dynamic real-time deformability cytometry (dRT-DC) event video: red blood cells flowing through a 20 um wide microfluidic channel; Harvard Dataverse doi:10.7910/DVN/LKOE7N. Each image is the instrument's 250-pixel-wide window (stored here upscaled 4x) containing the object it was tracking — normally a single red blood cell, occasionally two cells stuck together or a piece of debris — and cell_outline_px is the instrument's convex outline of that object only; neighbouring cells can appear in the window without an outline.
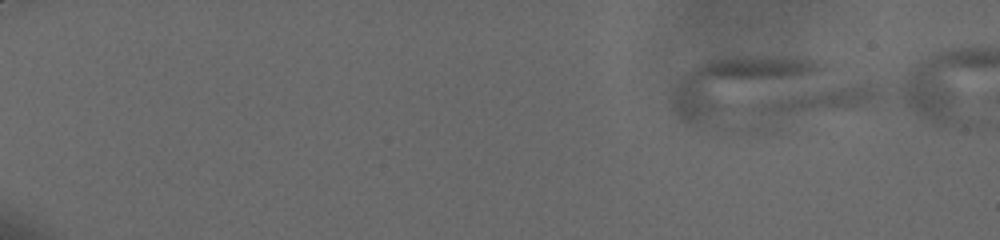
{"species": "human", "species_latin": "Homo sapiens", "temperature_condition": "cold", "stored_images_in_passage": 2, "camera_frame_rate_fps": 3000, "um_per_image_px": 0.085, "donor": {"sex": "male"}, "frame": {"image": 1, "passage_image": 1, "time_ms": 0.0, "image_size_px": [1000, 240], "cell_outline_px": [[824, 68], [732, 132], [716, 132], [692, 128], [680, 120], [672, 108], [672, 88], [680, 76], [684, 72], [704, 64], [720, 60], [740, 56], [764, 56], [812, 60]], "centroid_in_image_um": [62.57, 7.63], "position_along_channel_um": 22.4, "area_um2": 53.99}}